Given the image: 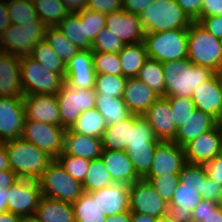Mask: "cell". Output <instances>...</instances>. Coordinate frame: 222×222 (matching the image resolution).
<instances>
[{
    "instance_id": "2e32d148",
    "label": "cell",
    "mask_w": 222,
    "mask_h": 222,
    "mask_svg": "<svg viewBox=\"0 0 222 222\" xmlns=\"http://www.w3.org/2000/svg\"><path fill=\"white\" fill-rule=\"evenodd\" d=\"M195 109L201 110L214 117L219 123L222 121L221 73L197 86L191 94Z\"/></svg>"
},
{
    "instance_id": "277c9868",
    "label": "cell",
    "mask_w": 222,
    "mask_h": 222,
    "mask_svg": "<svg viewBox=\"0 0 222 222\" xmlns=\"http://www.w3.org/2000/svg\"><path fill=\"white\" fill-rule=\"evenodd\" d=\"M187 59L194 65L209 67L216 73L222 72V47L219 38L214 37L197 21L188 28Z\"/></svg>"
},
{
    "instance_id": "ffe728a7",
    "label": "cell",
    "mask_w": 222,
    "mask_h": 222,
    "mask_svg": "<svg viewBox=\"0 0 222 222\" xmlns=\"http://www.w3.org/2000/svg\"><path fill=\"white\" fill-rule=\"evenodd\" d=\"M22 102L25 110V120H35L61 126L56 95H24Z\"/></svg>"
},
{
    "instance_id": "7402d4cb",
    "label": "cell",
    "mask_w": 222,
    "mask_h": 222,
    "mask_svg": "<svg viewBox=\"0 0 222 222\" xmlns=\"http://www.w3.org/2000/svg\"><path fill=\"white\" fill-rule=\"evenodd\" d=\"M174 190L168 204V215L175 222H191L192 212L203 197L197 192L196 186L183 185L180 181Z\"/></svg>"
},
{
    "instance_id": "cb8c5ba5",
    "label": "cell",
    "mask_w": 222,
    "mask_h": 222,
    "mask_svg": "<svg viewBox=\"0 0 222 222\" xmlns=\"http://www.w3.org/2000/svg\"><path fill=\"white\" fill-rule=\"evenodd\" d=\"M114 183L131 185L141 180L124 150H104L100 156Z\"/></svg>"
},
{
    "instance_id": "34e18365",
    "label": "cell",
    "mask_w": 222,
    "mask_h": 222,
    "mask_svg": "<svg viewBox=\"0 0 222 222\" xmlns=\"http://www.w3.org/2000/svg\"><path fill=\"white\" fill-rule=\"evenodd\" d=\"M25 222H35L33 219H27Z\"/></svg>"
},
{
    "instance_id": "4316f807",
    "label": "cell",
    "mask_w": 222,
    "mask_h": 222,
    "mask_svg": "<svg viewBox=\"0 0 222 222\" xmlns=\"http://www.w3.org/2000/svg\"><path fill=\"white\" fill-rule=\"evenodd\" d=\"M218 123L211 115L195 109L184 124L177 128L173 142L183 147L189 141L214 128Z\"/></svg>"
},
{
    "instance_id": "603a6c76",
    "label": "cell",
    "mask_w": 222,
    "mask_h": 222,
    "mask_svg": "<svg viewBox=\"0 0 222 222\" xmlns=\"http://www.w3.org/2000/svg\"><path fill=\"white\" fill-rule=\"evenodd\" d=\"M0 96L23 98L20 57L0 51Z\"/></svg>"
},
{
    "instance_id": "680465c9",
    "label": "cell",
    "mask_w": 222,
    "mask_h": 222,
    "mask_svg": "<svg viewBox=\"0 0 222 222\" xmlns=\"http://www.w3.org/2000/svg\"><path fill=\"white\" fill-rule=\"evenodd\" d=\"M222 194V185L215 183L211 178L207 177L203 186V199L218 202Z\"/></svg>"
},
{
    "instance_id": "f5cc1de1",
    "label": "cell",
    "mask_w": 222,
    "mask_h": 222,
    "mask_svg": "<svg viewBox=\"0 0 222 222\" xmlns=\"http://www.w3.org/2000/svg\"><path fill=\"white\" fill-rule=\"evenodd\" d=\"M122 4L123 0H87L86 8L106 15L122 10Z\"/></svg>"
},
{
    "instance_id": "5b68a950",
    "label": "cell",
    "mask_w": 222,
    "mask_h": 222,
    "mask_svg": "<svg viewBox=\"0 0 222 222\" xmlns=\"http://www.w3.org/2000/svg\"><path fill=\"white\" fill-rule=\"evenodd\" d=\"M143 42L147 56L161 63L187 59L188 29L145 33Z\"/></svg>"
},
{
    "instance_id": "2644e50d",
    "label": "cell",
    "mask_w": 222,
    "mask_h": 222,
    "mask_svg": "<svg viewBox=\"0 0 222 222\" xmlns=\"http://www.w3.org/2000/svg\"><path fill=\"white\" fill-rule=\"evenodd\" d=\"M157 222H175L168 214L157 218Z\"/></svg>"
},
{
    "instance_id": "bcb514c9",
    "label": "cell",
    "mask_w": 222,
    "mask_h": 222,
    "mask_svg": "<svg viewBox=\"0 0 222 222\" xmlns=\"http://www.w3.org/2000/svg\"><path fill=\"white\" fill-rule=\"evenodd\" d=\"M56 160L72 178L78 180L80 183H83L91 160L63 154L62 152L58 155Z\"/></svg>"
},
{
    "instance_id": "b9f144b4",
    "label": "cell",
    "mask_w": 222,
    "mask_h": 222,
    "mask_svg": "<svg viewBox=\"0 0 222 222\" xmlns=\"http://www.w3.org/2000/svg\"><path fill=\"white\" fill-rule=\"evenodd\" d=\"M127 77L123 75L97 74L94 90L96 95L122 97Z\"/></svg>"
},
{
    "instance_id": "6125c7cd",
    "label": "cell",
    "mask_w": 222,
    "mask_h": 222,
    "mask_svg": "<svg viewBox=\"0 0 222 222\" xmlns=\"http://www.w3.org/2000/svg\"><path fill=\"white\" fill-rule=\"evenodd\" d=\"M7 0H0V35L9 27Z\"/></svg>"
},
{
    "instance_id": "8c879c8a",
    "label": "cell",
    "mask_w": 222,
    "mask_h": 222,
    "mask_svg": "<svg viewBox=\"0 0 222 222\" xmlns=\"http://www.w3.org/2000/svg\"><path fill=\"white\" fill-rule=\"evenodd\" d=\"M217 206H218V208L222 211V194H221L220 197H219V200H218V202H217Z\"/></svg>"
},
{
    "instance_id": "6f0895ef",
    "label": "cell",
    "mask_w": 222,
    "mask_h": 222,
    "mask_svg": "<svg viewBox=\"0 0 222 222\" xmlns=\"http://www.w3.org/2000/svg\"><path fill=\"white\" fill-rule=\"evenodd\" d=\"M222 15V0H203L200 17L197 22L204 17Z\"/></svg>"
},
{
    "instance_id": "60d3db41",
    "label": "cell",
    "mask_w": 222,
    "mask_h": 222,
    "mask_svg": "<svg viewBox=\"0 0 222 222\" xmlns=\"http://www.w3.org/2000/svg\"><path fill=\"white\" fill-rule=\"evenodd\" d=\"M157 145H147L139 147H127L125 149L127 155L133 163L137 175L143 179L149 172L154 151Z\"/></svg>"
},
{
    "instance_id": "9c48e42d",
    "label": "cell",
    "mask_w": 222,
    "mask_h": 222,
    "mask_svg": "<svg viewBox=\"0 0 222 222\" xmlns=\"http://www.w3.org/2000/svg\"><path fill=\"white\" fill-rule=\"evenodd\" d=\"M61 117V126L70 128L76 119L89 109L96 106V92L94 88H72L65 82L56 94Z\"/></svg>"
},
{
    "instance_id": "753ad0ef",
    "label": "cell",
    "mask_w": 222,
    "mask_h": 222,
    "mask_svg": "<svg viewBox=\"0 0 222 222\" xmlns=\"http://www.w3.org/2000/svg\"><path fill=\"white\" fill-rule=\"evenodd\" d=\"M5 144V141L3 140V138L0 135V145Z\"/></svg>"
},
{
    "instance_id": "74e56055",
    "label": "cell",
    "mask_w": 222,
    "mask_h": 222,
    "mask_svg": "<svg viewBox=\"0 0 222 222\" xmlns=\"http://www.w3.org/2000/svg\"><path fill=\"white\" fill-rule=\"evenodd\" d=\"M111 175L101 158L91 160L85 180L82 183L86 193L93 192L113 184Z\"/></svg>"
},
{
    "instance_id": "003e7915",
    "label": "cell",
    "mask_w": 222,
    "mask_h": 222,
    "mask_svg": "<svg viewBox=\"0 0 222 222\" xmlns=\"http://www.w3.org/2000/svg\"><path fill=\"white\" fill-rule=\"evenodd\" d=\"M10 169L5 144L0 145V171Z\"/></svg>"
},
{
    "instance_id": "4fadbf2b",
    "label": "cell",
    "mask_w": 222,
    "mask_h": 222,
    "mask_svg": "<svg viewBox=\"0 0 222 222\" xmlns=\"http://www.w3.org/2000/svg\"><path fill=\"white\" fill-rule=\"evenodd\" d=\"M185 160L188 163L202 164L210 162L221 154L222 150V124L204 132L183 146Z\"/></svg>"
},
{
    "instance_id": "44dd1931",
    "label": "cell",
    "mask_w": 222,
    "mask_h": 222,
    "mask_svg": "<svg viewBox=\"0 0 222 222\" xmlns=\"http://www.w3.org/2000/svg\"><path fill=\"white\" fill-rule=\"evenodd\" d=\"M129 187L130 185L113 183L100 190L89 192V194L97 202L100 211L109 217L130 211Z\"/></svg>"
},
{
    "instance_id": "94428289",
    "label": "cell",
    "mask_w": 222,
    "mask_h": 222,
    "mask_svg": "<svg viewBox=\"0 0 222 222\" xmlns=\"http://www.w3.org/2000/svg\"><path fill=\"white\" fill-rule=\"evenodd\" d=\"M18 179L17 175L11 169L0 171V191H7Z\"/></svg>"
},
{
    "instance_id": "8d00e7d4",
    "label": "cell",
    "mask_w": 222,
    "mask_h": 222,
    "mask_svg": "<svg viewBox=\"0 0 222 222\" xmlns=\"http://www.w3.org/2000/svg\"><path fill=\"white\" fill-rule=\"evenodd\" d=\"M30 57L39 62L41 66L50 72L57 73L65 79V64L57 56L46 40L38 42L33 48Z\"/></svg>"
},
{
    "instance_id": "e7e4bbea",
    "label": "cell",
    "mask_w": 222,
    "mask_h": 222,
    "mask_svg": "<svg viewBox=\"0 0 222 222\" xmlns=\"http://www.w3.org/2000/svg\"><path fill=\"white\" fill-rule=\"evenodd\" d=\"M106 222H131V212H121L107 217Z\"/></svg>"
},
{
    "instance_id": "e575fe53",
    "label": "cell",
    "mask_w": 222,
    "mask_h": 222,
    "mask_svg": "<svg viewBox=\"0 0 222 222\" xmlns=\"http://www.w3.org/2000/svg\"><path fill=\"white\" fill-rule=\"evenodd\" d=\"M38 18L47 26H57L70 12L61 0H32Z\"/></svg>"
},
{
    "instance_id": "83f0119b",
    "label": "cell",
    "mask_w": 222,
    "mask_h": 222,
    "mask_svg": "<svg viewBox=\"0 0 222 222\" xmlns=\"http://www.w3.org/2000/svg\"><path fill=\"white\" fill-rule=\"evenodd\" d=\"M35 222H75L72 204L42 196L32 218Z\"/></svg>"
},
{
    "instance_id": "ee69618b",
    "label": "cell",
    "mask_w": 222,
    "mask_h": 222,
    "mask_svg": "<svg viewBox=\"0 0 222 222\" xmlns=\"http://www.w3.org/2000/svg\"><path fill=\"white\" fill-rule=\"evenodd\" d=\"M92 61L97 74L122 75L118 53L92 51Z\"/></svg>"
},
{
    "instance_id": "5bb4252c",
    "label": "cell",
    "mask_w": 222,
    "mask_h": 222,
    "mask_svg": "<svg viewBox=\"0 0 222 222\" xmlns=\"http://www.w3.org/2000/svg\"><path fill=\"white\" fill-rule=\"evenodd\" d=\"M185 163L183 147L173 141H159L154 151L151 168L145 177L179 174Z\"/></svg>"
},
{
    "instance_id": "91938a15",
    "label": "cell",
    "mask_w": 222,
    "mask_h": 222,
    "mask_svg": "<svg viewBox=\"0 0 222 222\" xmlns=\"http://www.w3.org/2000/svg\"><path fill=\"white\" fill-rule=\"evenodd\" d=\"M154 0H123L122 9L140 15Z\"/></svg>"
},
{
    "instance_id": "3957f363",
    "label": "cell",
    "mask_w": 222,
    "mask_h": 222,
    "mask_svg": "<svg viewBox=\"0 0 222 222\" xmlns=\"http://www.w3.org/2000/svg\"><path fill=\"white\" fill-rule=\"evenodd\" d=\"M139 17L145 33L188 29L193 22L176 0H154Z\"/></svg>"
},
{
    "instance_id": "db71d44e",
    "label": "cell",
    "mask_w": 222,
    "mask_h": 222,
    "mask_svg": "<svg viewBox=\"0 0 222 222\" xmlns=\"http://www.w3.org/2000/svg\"><path fill=\"white\" fill-rule=\"evenodd\" d=\"M209 178L215 183L222 185V154L214 157L210 162L204 164Z\"/></svg>"
},
{
    "instance_id": "7a4b0ae2",
    "label": "cell",
    "mask_w": 222,
    "mask_h": 222,
    "mask_svg": "<svg viewBox=\"0 0 222 222\" xmlns=\"http://www.w3.org/2000/svg\"><path fill=\"white\" fill-rule=\"evenodd\" d=\"M10 169L20 179L38 180L54 160L22 137L5 141Z\"/></svg>"
},
{
    "instance_id": "f6af8a7d",
    "label": "cell",
    "mask_w": 222,
    "mask_h": 222,
    "mask_svg": "<svg viewBox=\"0 0 222 222\" xmlns=\"http://www.w3.org/2000/svg\"><path fill=\"white\" fill-rule=\"evenodd\" d=\"M204 165L186 162L179 173V181L183 185L196 186L197 192L203 197V186L207 180Z\"/></svg>"
},
{
    "instance_id": "836d02e7",
    "label": "cell",
    "mask_w": 222,
    "mask_h": 222,
    "mask_svg": "<svg viewBox=\"0 0 222 222\" xmlns=\"http://www.w3.org/2000/svg\"><path fill=\"white\" fill-rule=\"evenodd\" d=\"M136 77L151 88L157 96L165 97V79L161 62L148 57Z\"/></svg>"
},
{
    "instance_id": "6da1fadb",
    "label": "cell",
    "mask_w": 222,
    "mask_h": 222,
    "mask_svg": "<svg viewBox=\"0 0 222 222\" xmlns=\"http://www.w3.org/2000/svg\"><path fill=\"white\" fill-rule=\"evenodd\" d=\"M165 79V97L191 98L192 91L216 72L209 67L194 65L188 59L162 63Z\"/></svg>"
},
{
    "instance_id": "f907efd6",
    "label": "cell",
    "mask_w": 222,
    "mask_h": 222,
    "mask_svg": "<svg viewBox=\"0 0 222 222\" xmlns=\"http://www.w3.org/2000/svg\"><path fill=\"white\" fill-rule=\"evenodd\" d=\"M192 220L200 222H222V211L217 202L203 199L192 212Z\"/></svg>"
},
{
    "instance_id": "7c38bea8",
    "label": "cell",
    "mask_w": 222,
    "mask_h": 222,
    "mask_svg": "<svg viewBox=\"0 0 222 222\" xmlns=\"http://www.w3.org/2000/svg\"><path fill=\"white\" fill-rule=\"evenodd\" d=\"M129 199L131 213H141L155 218L168 214V203L144 179L130 185Z\"/></svg>"
},
{
    "instance_id": "7bdbcfd3",
    "label": "cell",
    "mask_w": 222,
    "mask_h": 222,
    "mask_svg": "<svg viewBox=\"0 0 222 222\" xmlns=\"http://www.w3.org/2000/svg\"><path fill=\"white\" fill-rule=\"evenodd\" d=\"M158 142L150 124L142 116L134 114V128H131L130 144L127 147L157 145Z\"/></svg>"
},
{
    "instance_id": "f1b7e54d",
    "label": "cell",
    "mask_w": 222,
    "mask_h": 222,
    "mask_svg": "<svg viewBox=\"0 0 222 222\" xmlns=\"http://www.w3.org/2000/svg\"><path fill=\"white\" fill-rule=\"evenodd\" d=\"M131 128H134V114L114 125L107 126L102 137L103 149L125 151L130 144Z\"/></svg>"
},
{
    "instance_id": "ba28073f",
    "label": "cell",
    "mask_w": 222,
    "mask_h": 222,
    "mask_svg": "<svg viewBox=\"0 0 222 222\" xmlns=\"http://www.w3.org/2000/svg\"><path fill=\"white\" fill-rule=\"evenodd\" d=\"M21 83L24 95H56L64 79L50 72L30 56L20 57Z\"/></svg>"
},
{
    "instance_id": "7dc6e473",
    "label": "cell",
    "mask_w": 222,
    "mask_h": 222,
    "mask_svg": "<svg viewBox=\"0 0 222 222\" xmlns=\"http://www.w3.org/2000/svg\"><path fill=\"white\" fill-rule=\"evenodd\" d=\"M157 192V194L166 202L170 203L175 188L179 183V174H171V176L144 177Z\"/></svg>"
},
{
    "instance_id": "f35d334b",
    "label": "cell",
    "mask_w": 222,
    "mask_h": 222,
    "mask_svg": "<svg viewBox=\"0 0 222 222\" xmlns=\"http://www.w3.org/2000/svg\"><path fill=\"white\" fill-rule=\"evenodd\" d=\"M75 222H106L97 202L89 193L84 192L73 204Z\"/></svg>"
},
{
    "instance_id": "484cf974",
    "label": "cell",
    "mask_w": 222,
    "mask_h": 222,
    "mask_svg": "<svg viewBox=\"0 0 222 222\" xmlns=\"http://www.w3.org/2000/svg\"><path fill=\"white\" fill-rule=\"evenodd\" d=\"M122 98L132 114L142 116L159 96L137 77H128Z\"/></svg>"
},
{
    "instance_id": "c3c4849f",
    "label": "cell",
    "mask_w": 222,
    "mask_h": 222,
    "mask_svg": "<svg viewBox=\"0 0 222 222\" xmlns=\"http://www.w3.org/2000/svg\"><path fill=\"white\" fill-rule=\"evenodd\" d=\"M173 119L177 128L181 127L189 116L195 111V104L191 98L168 96Z\"/></svg>"
},
{
    "instance_id": "9a60e30c",
    "label": "cell",
    "mask_w": 222,
    "mask_h": 222,
    "mask_svg": "<svg viewBox=\"0 0 222 222\" xmlns=\"http://www.w3.org/2000/svg\"><path fill=\"white\" fill-rule=\"evenodd\" d=\"M25 119L22 98L0 96V135L4 141L22 137Z\"/></svg>"
},
{
    "instance_id": "4dcf8cb0",
    "label": "cell",
    "mask_w": 222,
    "mask_h": 222,
    "mask_svg": "<svg viewBox=\"0 0 222 222\" xmlns=\"http://www.w3.org/2000/svg\"><path fill=\"white\" fill-rule=\"evenodd\" d=\"M122 75L136 77L145 60L148 58L144 42L126 44L119 52Z\"/></svg>"
},
{
    "instance_id": "816d5d0a",
    "label": "cell",
    "mask_w": 222,
    "mask_h": 222,
    "mask_svg": "<svg viewBox=\"0 0 222 222\" xmlns=\"http://www.w3.org/2000/svg\"><path fill=\"white\" fill-rule=\"evenodd\" d=\"M106 27V15L84 9V30L85 36L93 43L97 35Z\"/></svg>"
},
{
    "instance_id": "30bf717a",
    "label": "cell",
    "mask_w": 222,
    "mask_h": 222,
    "mask_svg": "<svg viewBox=\"0 0 222 222\" xmlns=\"http://www.w3.org/2000/svg\"><path fill=\"white\" fill-rule=\"evenodd\" d=\"M65 130L51 123L25 120L22 138L56 159L63 151Z\"/></svg>"
},
{
    "instance_id": "9f6ffc18",
    "label": "cell",
    "mask_w": 222,
    "mask_h": 222,
    "mask_svg": "<svg viewBox=\"0 0 222 222\" xmlns=\"http://www.w3.org/2000/svg\"><path fill=\"white\" fill-rule=\"evenodd\" d=\"M176 1L192 21H196L200 17L203 0H176Z\"/></svg>"
},
{
    "instance_id": "89a4df30",
    "label": "cell",
    "mask_w": 222,
    "mask_h": 222,
    "mask_svg": "<svg viewBox=\"0 0 222 222\" xmlns=\"http://www.w3.org/2000/svg\"><path fill=\"white\" fill-rule=\"evenodd\" d=\"M7 191H0V213L8 211L7 209Z\"/></svg>"
},
{
    "instance_id": "d4e9b609",
    "label": "cell",
    "mask_w": 222,
    "mask_h": 222,
    "mask_svg": "<svg viewBox=\"0 0 222 222\" xmlns=\"http://www.w3.org/2000/svg\"><path fill=\"white\" fill-rule=\"evenodd\" d=\"M103 151L101 138H96L66 129L64 133L63 154L86 158H100Z\"/></svg>"
},
{
    "instance_id": "ab89813d",
    "label": "cell",
    "mask_w": 222,
    "mask_h": 222,
    "mask_svg": "<svg viewBox=\"0 0 222 222\" xmlns=\"http://www.w3.org/2000/svg\"><path fill=\"white\" fill-rule=\"evenodd\" d=\"M7 8L11 24L33 23L38 19L32 0H7Z\"/></svg>"
},
{
    "instance_id": "d6986e66",
    "label": "cell",
    "mask_w": 222,
    "mask_h": 222,
    "mask_svg": "<svg viewBox=\"0 0 222 222\" xmlns=\"http://www.w3.org/2000/svg\"><path fill=\"white\" fill-rule=\"evenodd\" d=\"M106 27L125 44L143 42L145 31L138 14L123 9L106 14Z\"/></svg>"
},
{
    "instance_id": "681fc988",
    "label": "cell",
    "mask_w": 222,
    "mask_h": 222,
    "mask_svg": "<svg viewBox=\"0 0 222 222\" xmlns=\"http://www.w3.org/2000/svg\"><path fill=\"white\" fill-rule=\"evenodd\" d=\"M126 44L105 27L92 43L91 51L118 53Z\"/></svg>"
},
{
    "instance_id": "f546056e",
    "label": "cell",
    "mask_w": 222,
    "mask_h": 222,
    "mask_svg": "<svg viewBox=\"0 0 222 222\" xmlns=\"http://www.w3.org/2000/svg\"><path fill=\"white\" fill-rule=\"evenodd\" d=\"M57 27L79 50L91 49L92 42L85 36L84 10L68 14Z\"/></svg>"
},
{
    "instance_id": "11a10c76",
    "label": "cell",
    "mask_w": 222,
    "mask_h": 222,
    "mask_svg": "<svg viewBox=\"0 0 222 222\" xmlns=\"http://www.w3.org/2000/svg\"><path fill=\"white\" fill-rule=\"evenodd\" d=\"M198 23L214 37H222V15L201 18Z\"/></svg>"
},
{
    "instance_id": "d6a6232c",
    "label": "cell",
    "mask_w": 222,
    "mask_h": 222,
    "mask_svg": "<svg viewBox=\"0 0 222 222\" xmlns=\"http://www.w3.org/2000/svg\"><path fill=\"white\" fill-rule=\"evenodd\" d=\"M106 128L107 124L103 116L96 108H92L84 111L68 129L80 134L102 139Z\"/></svg>"
},
{
    "instance_id": "ac0fdd59",
    "label": "cell",
    "mask_w": 222,
    "mask_h": 222,
    "mask_svg": "<svg viewBox=\"0 0 222 222\" xmlns=\"http://www.w3.org/2000/svg\"><path fill=\"white\" fill-rule=\"evenodd\" d=\"M96 75L91 49L80 50L65 65L64 82L72 88H94Z\"/></svg>"
},
{
    "instance_id": "be15d7a7",
    "label": "cell",
    "mask_w": 222,
    "mask_h": 222,
    "mask_svg": "<svg viewBox=\"0 0 222 222\" xmlns=\"http://www.w3.org/2000/svg\"><path fill=\"white\" fill-rule=\"evenodd\" d=\"M70 13H79L86 8L87 0H61Z\"/></svg>"
},
{
    "instance_id": "03108f58",
    "label": "cell",
    "mask_w": 222,
    "mask_h": 222,
    "mask_svg": "<svg viewBox=\"0 0 222 222\" xmlns=\"http://www.w3.org/2000/svg\"><path fill=\"white\" fill-rule=\"evenodd\" d=\"M26 220L25 217L12 214L8 211L0 213V222H25Z\"/></svg>"
},
{
    "instance_id": "2a66077c",
    "label": "cell",
    "mask_w": 222,
    "mask_h": 222,
    "mask_svg": "<svg viewBox=\"0 0 222 222\" xmlns=\"http://www.w3.org/2000/svg\"><path fill=\"white\" fill-rule=\"evenodd\" d=\"M219 41H220V43H221V47H222V37H221V38H219Z\"/></svg>"
},
{
    "instance_id": "a7ac6f4b",
    "label": "cell",
    "mask_w": 222,
    "mask_h": 222,
    "mask_svg": "<svg viewBox=\"0 0 222 222\" xmlns=\"http://www.w3.org/2000/svg\"><path fill=\"white\" fill-rule=\"evenodd\" d=\"M131 222H157V218L141 213H131Z\"/></svg>"
},
{
    "instance_id": "1f68e13d",
    "label": "cell",
    "mask_w": 222,
    "mask_h": 222,
    "mask_svg": "<svg viewBox=\"0 0 222 222\" xmlns=\"http://www.w3.org/2000/svg\"><path fill=\"white\" fill-rule=\"evenodd\" d=\"M95 108L103 116L107 126L114 125L132 114L122 97L96 95Z\"/></svg>"
},
{
    "instance_id": "e0dca14e",
    "label": "cell",
    "mask_w": 222,
    "mask_h": 222,
    "mask_svg": "<svg viewBox=\"0 0 222 222\" xmlns=\"http://www.w3.org/2000/svg\"><path fill=\"white\" fill-rule=\"evenodd\" d=\"M142 117L153 128L159 141H174L177 132L172 109L166 97H159L143 114Z\"/></svg>"
},
{
    "instance_id": "8fae6325",
    "label": "cell",
    "mask_w": 222,
    "mask_h": 222,
    "mask_svg": "<svg viewBox=\"0 0 222 222\" xmlns=\"http://www.w3.org/2000/svg\"><path fill=\"white\" fill-rule=\"evenodd\" d=\"M7 192L8 212L32 219L42 197L38 181L19 178Z\"/></svg>"
},
{
    "instance_id": "d590c367",
    "label": "cell",
    "mask_w": 222,
    "mask_h": 222,
    "mask_svg": "<svg viewBox=\"0 0 222 222\" xmlns=\"http://www.w3.org/2000/svg\"><path fill=\"white\" fill-rule=\"evenodd\" d=\"M45 40L65 65L80 51L57 26L47 27Z\"/></svg>"
},
{
    "instance_id": "8992f818",
    "label": "cell",
    "mask_w": 222,
    "mask_h": 222,
    "mask_svg": "<svg viewBox=\"0 0 222 222\" xmlns=\"http://www.w3.org/2000/svg\"><path fill=\"white\" fill-rule=\"evenodd\" d=\"M42 196L73 204L84 193L82 183L72 178L54 159L37 180Z\"/></svg>"
},
{
    "instance_id": "11e5206c",
    "label": "cell",
    "mask_w": 222,
    "mask_h": 222,
    "mask_svg": "<svg viewBox=\"0 0 222 222\" xmlns=\"http://www.w3.org/2000/svg\"><path fill=\"white\" fill-rule=\"evenodd\" d=\"M221 96H222V74H221Z\"/></svg>"
},
{
    "instance_id": "52a82bcc",
    "label": "cell",
    "mask_w": 222,
    "mask_h": 222,
    "mask_svg": "<svg viewBox=\"0 0 222 222\" xmlns=\"http://www.w3.org/2000/svg\"><path fill=\"white\" fill-rule=\"evenodd\" d=\"M46 29L39 18L33 23L10 24L0 35V51L17 57L30 56L38 42L45 40Z\"/></svg>"
}]
</instances>
